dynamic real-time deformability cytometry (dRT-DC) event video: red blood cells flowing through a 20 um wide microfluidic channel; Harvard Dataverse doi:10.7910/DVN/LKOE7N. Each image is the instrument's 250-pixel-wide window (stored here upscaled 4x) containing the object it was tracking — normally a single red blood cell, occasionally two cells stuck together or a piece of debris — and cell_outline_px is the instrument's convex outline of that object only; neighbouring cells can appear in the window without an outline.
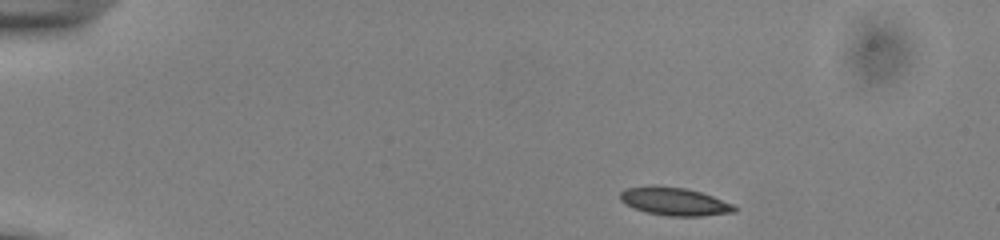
{"species": "common noctule bat (a hibernating species)", "species_latin": "Nyctalus noctula", "temperature_condition": "cold", "stored_images_in_passage": 46, "camera_frame_rate_fps": 3000, "um_per_image_px": 0.085, "animal": {"sex": "male", "body_mass_g": 13.0, "forearm_length_mm": 53.1}, "frame": {"image": 1, "passage_image": 1, "time_ms": 0.0, "image_size_px": [1000, 240], "cell_outline_px": [[740, 208], [736, 212], [700, 216], [668, 216], [644, 212], [624, 204], [620, 200], [620, 192], [624, 188], [684, 188], [700, 192], [712, 196], [732, 204]], "centroid_in_image_um": [57.37, 17.18], "position_along_channel_um": 27.6, "area_um2": 18.09}}
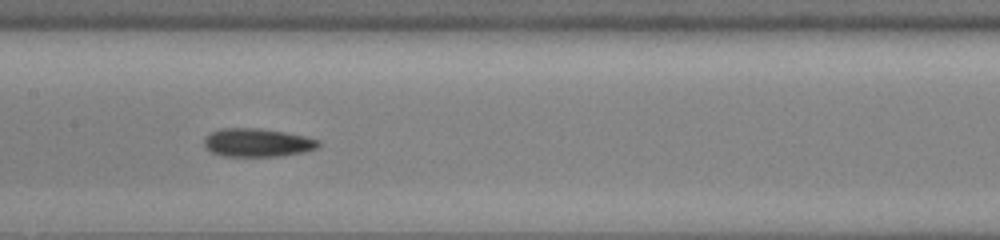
{"frame": {"image": 2, "passage_image": 20, "time_ms": 6.333, "image_size_px": [1000, 240], "cell_outline_px": [[320, 144], [316, 148], [304, 152], [280, 156], [220, 156], [204, 148], [204, 136], [220, 128], [260, 128], [284, 132], [304, 136], [320, 140]], "centroid_in_image_um": [21.84, 12.12], "position_along_channel_um": 185.6, "area_um2": 19.02}}
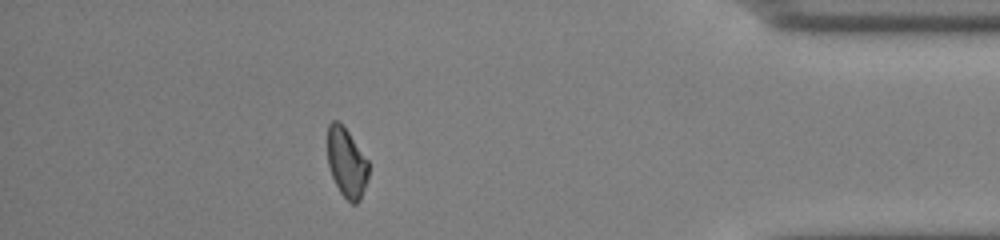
{"frame": {"image": 3, "passage_image": 40, "time_ms": 13.0, "image_size_px": [1000, 240], "cell_outline_px": [[368, 176], [360, 200], [356, 204], [352, 204], [340, 192], [332, 176], [328, 164], [328, 124], [332, 120], [336, 120], [348, 132], [368, 160]], "centroid_in_image_um": [29.46, 13.84], "position_along_channel_um": 405.7, "area_um2": 16.3}, "authors_computed_cell_mechanics": {"area_um2": 18.0625, "velocity_mm_per_s": 3.8629, "shape_relaxation_time_tau1_ms": 6.0363, "shape_relaxation_time_tau2_ms": 3.8181, "deformation_change_tau1": 0.1113, "deformation_change_tau2": 0.1101}}